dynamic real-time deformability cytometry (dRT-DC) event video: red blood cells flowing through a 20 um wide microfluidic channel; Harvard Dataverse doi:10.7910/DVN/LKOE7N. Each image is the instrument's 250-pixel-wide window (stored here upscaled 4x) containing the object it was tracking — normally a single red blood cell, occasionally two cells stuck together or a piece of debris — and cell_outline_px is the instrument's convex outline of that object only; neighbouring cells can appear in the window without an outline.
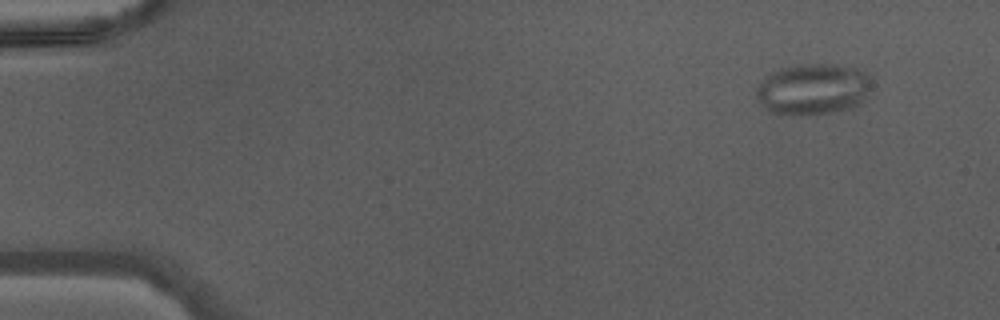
{"species": "Egyptian fruit bat (a non-hibernating species)", "species_latin": "Rousettus aegyptiacus", "temperature_condition": "warm", "stored_images_in_passage": 43, "camera_frame_rate_fps": 3000, "um_per_image_px": 0.085, "animal": {"sex": "male"}, "frame": {"image": 1, "passage_image": 1, "time_ms": 0.0, "image_size_px": [1000, 320], "cell_outline_px": [[872, 80], [864, 100], [860, 104], [852, 108], [828, 112], [768, 112], [764, 108], [756, 96], [756, 88], [772, 72], [784, 68], [808, 64], [832, 64], [856, 68], [864, 72]], "centroid_in_image_um": [69.14, 7.55], "position_along_channel_um": 15.9, "area_um2": 33.23}}
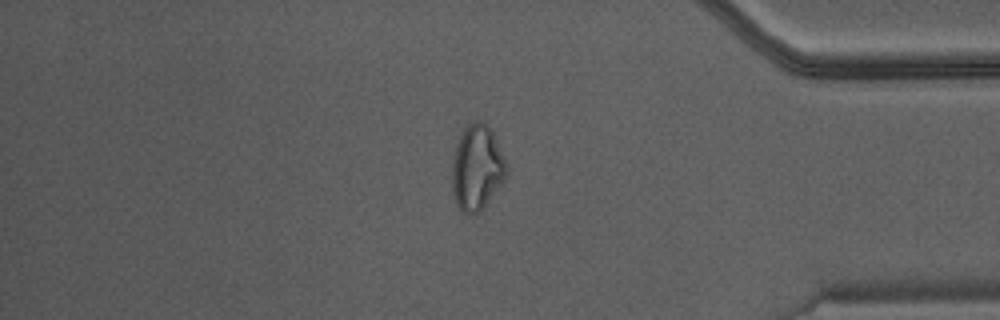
{"frame": {"image": 2, "passage_image": 36, "time_ms": 11.667, "image_size_px": [1000, 320], "cell_outline_px": [[508, 172], [504, 180], [484, 208], [480, 212], [472, 216], [460, 212], [456, 204], [452, 188], [452, 160], [456, 144], [460, 132], [468, 124], [476, 120], [484, 120], [492, 132], [508, 168]], "centroid_in_image_um": [40.51, 14.28], "position_along_channel_um": 394.7, "area_um2": 27.4}}
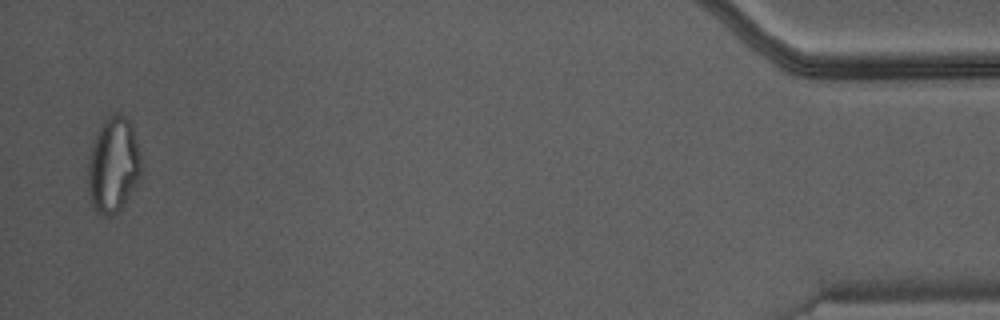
{"frame": {"image": 3, "passage_image": 42, "time_ms": 13.667, "image_size_px": [1000, 320], "cell_outline_px": [[140, 176], [136, 184], [124, 204], [116, 212], [108, 216], [100, 216], [92, 204], [88, 188], [88, 164], [92, 144], [96, 132], [100, 124], [108, 116], [116, 112], [120, 112], [128, 120], [132, 128], [140, 152]], "centroid_in_image_um": [9.61, 14.0], "position_along_channel_um": 425.6, "area_um2": 29.42}}